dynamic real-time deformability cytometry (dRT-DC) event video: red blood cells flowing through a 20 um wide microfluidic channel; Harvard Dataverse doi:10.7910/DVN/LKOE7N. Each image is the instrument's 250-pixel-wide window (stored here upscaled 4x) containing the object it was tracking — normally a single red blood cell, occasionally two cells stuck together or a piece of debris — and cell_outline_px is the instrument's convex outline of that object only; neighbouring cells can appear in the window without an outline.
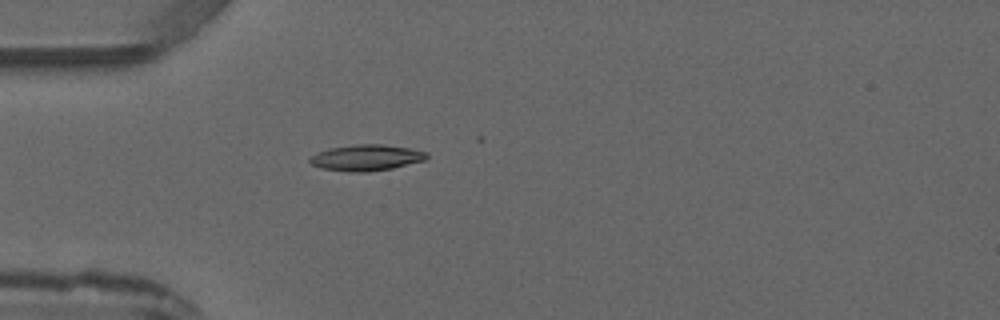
{"species": "common noctule bat (a hibernating species)", "species_latin": "Nyctalus noctula", "temperature_condition": "warm", "stored_images_in_passage": 4, "camera_frame_rate_fps": 3000, "um_per_image_px": 0.085, "animal": {"sex": "male", "forearm_length_mm": 52.5}, "frame": {"image": 1, "passage_image": 4, "time_ms": 4.333, "image_size_px": [1000, 320], "cell_outline_px": [[428, 156], [424, 160], [392, 168], [368, 172], [348, 172], [320, 168], [312, 164], [308, 160], [316, 152], [328, 148], [356, 144], [380, 144], [412, 148], [428, 152]], "centroid_in_image_um": [31.12, 13.4], "position_along_channel_um": 53.9, "area_um2": 17.86}}